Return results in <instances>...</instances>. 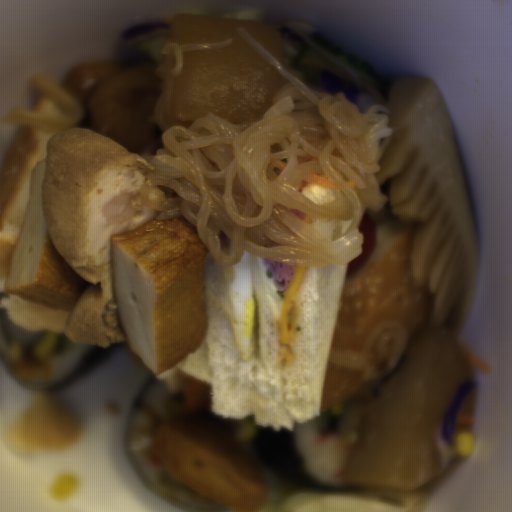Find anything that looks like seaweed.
Returning a JSON list of instances; mask_svg holds the SVG:
<instances>
[{
    "label": "seaweed",
    "mask_w": 512,
    "mask_h": 512,
    "mask_svg": "<svg viewBox=\"0 0 512 512\" xmlns=\"http://www.w3.org/2000/svg\"><path fill=\"white\" fill-rule=\"evenodd\" d=\"M254 448L270 472L291 489L332 493L364 489L349 482L341 485H326L316 481L299 456L292 427L274 429L260 423L255 434Z\"/></svg>",
    "instance_id": "obj_1"
},
{
    "label": "seaweed",
    "mask_w": 512,
    "mask_h": 512,
    "mask_svg": "<svg viewBox=\"0 0 512 512\" xmlns=\"http://www.w3.org/2000/svg\"><path fill=\"white\" fill-rule=\"evenodd\" d=\"M159 381L158 375L156 376L153 372L148 381L145 383V385L142 387V389L139 391V393L136 395V397L133 400L125 427H124V434H125V445H126V452L138 474V476L158 495L165 498L169 502L173 503L179 508L187 509L194 512H235L232 510L225 509L222 505L216 508H197L189 503H186L166 490H164L162 487L157 485L152 481V479L149 477V475L146 473V471L143 469V467L140 465V463L137 461L132 440H131V433H132V425L133 420L144 401L145 397L147 396L149 390Z\"/></svg>",
    "instance_id": "obj_2"
},
{
    "label": "seaweed",
    "mask_w": 512,
    "mask_h": 512,
    "mask_svg": "<svg viewBox=\"0 0 512 512\" xmlns=\"http://www.w3.org/2000/svg\"><path fill=\"white\" fill-rule=\"evenodd\" d=\"M116 342L110 344L107 347H101L100 345L88 344L79 362L73 368V370L67 375L58 378L56 380L47 382L42 385H32L21 378L12 374V377L17 383L24 388H28L34 391L43 393H52L57 390L66 388L74 385L93 371H95L100 365L108 360L115 348Z\"/></svg>",
    "instance_id": "obj_3"
},
{
    "label": "seaweed",
    "mask_w": 512,
    "mask_h": 512,
    "mask_svg": "<svg viewBox=\"0 0 512 512\" xmlns=\"http://www.w3.org/2000/svg\"><path fill=\"white\" fill-rule=\"evenodd\" d=\"M4 324H5V327H6V331L7 333L9 334V336L12 338V340L14 342H16L18 345H21V346H29V345H34L35 341L34 342H21V341H18L13 335L12 333L10 332L9 328H8V323H7V316L5 314V319H4Z\"/></svg>",
    "instance_id": "obj_4"
}]
</instances>
